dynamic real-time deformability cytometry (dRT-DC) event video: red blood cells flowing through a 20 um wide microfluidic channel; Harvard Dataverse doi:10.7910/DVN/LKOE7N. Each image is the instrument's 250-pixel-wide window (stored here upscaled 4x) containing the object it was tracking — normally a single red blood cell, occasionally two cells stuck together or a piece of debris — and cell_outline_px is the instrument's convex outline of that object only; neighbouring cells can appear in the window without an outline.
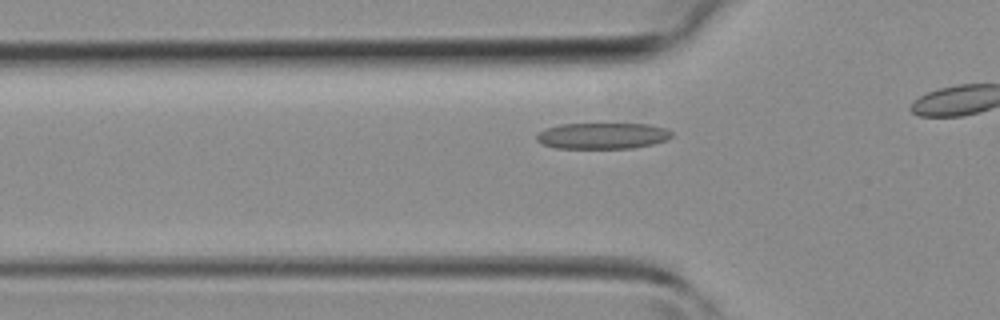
{"species": "common noctule bat (a hibernating species)", "species_latin": "Nyctalus noctula", "temperature_condition": "room temperature", "stored_images_in_passage": 13, "camera_frame_rate_fps": 3000, "um_per_image_px": 0.085, "animal": {"sex": "female", "body_mass_g": 19.3, "forearm_length_mm": 54.1}, "frame": {"image": 1, "passage_image": 6, "time_ms": 1.667, "image_size_px": [1000, 320], "cell_outline_px": [[672, 136], [668, 140], [652, 144], [632, 148], [556, 148], [540, 144], [536, 140], [536, 136], [544, 128], [560, 124], [648, 124], [664, 128], [672, 132]], "centroid_in_image_um": [51.18, 11.54], "position_along_channel_um": 74.6, "area_um2": 20.63}}